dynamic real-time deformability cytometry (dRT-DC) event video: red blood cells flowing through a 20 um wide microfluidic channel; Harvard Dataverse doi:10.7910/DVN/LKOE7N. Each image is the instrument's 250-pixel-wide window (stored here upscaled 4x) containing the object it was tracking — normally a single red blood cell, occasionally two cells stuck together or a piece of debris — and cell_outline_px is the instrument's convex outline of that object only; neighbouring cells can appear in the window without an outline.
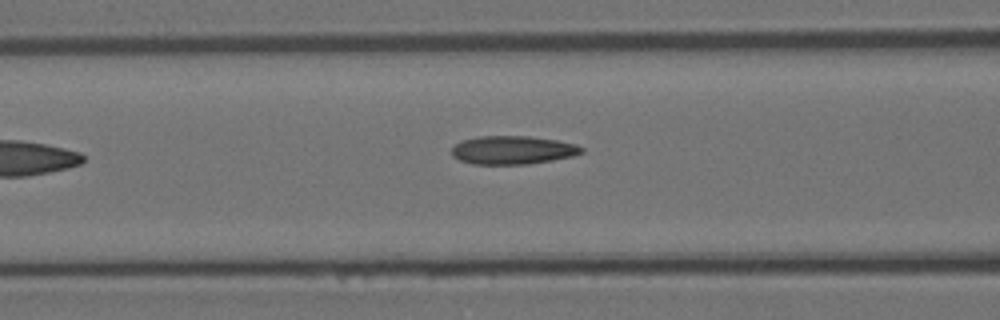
{"species": "Egyptian fruit bat (a non-hibernating species)", "species_latin": "Rousettus aegyptiacus", "temperature_condition": "room temperature", "stored_images_in_passage": 5, "camera_frame_rate_fps": 3000, "um_per_image_px": 0.085, "animal": {"sex": "female"}, "frame": {"image": 1, "passage_image": 4, "time_ms": 1.0, "image_size_px": [1000, 320], "cell_outline_px": [[584, 152], [572, 156], [552, 160], [528, 164], [472, 164], [460, 160], [452, 156], [452, 148], [460, 140], [476, 136], [528, 136], [556, 140], [576, 144], [584, 148]], "centroid_in_image_um": [43.56, 12.75], "position_along_channel_um": 123.0, "area_um2": 21.56}}
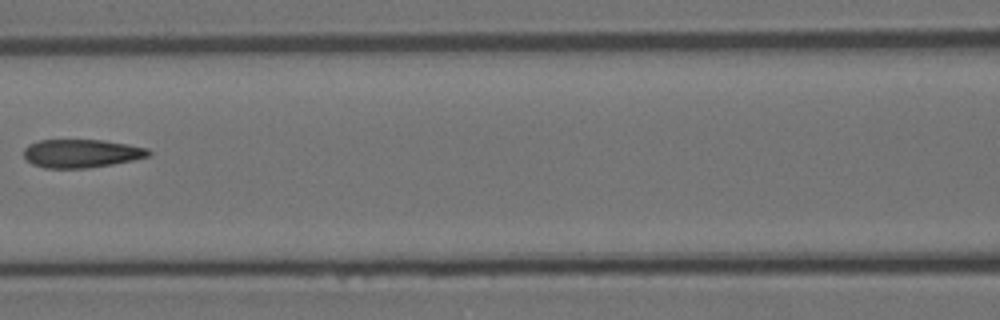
{"frame": {"image": 2, "passage_image": 5, "time_ms": 1.333, "image_size_px": [1000, 320], "cell_outline_px": [[152, 152], [148, 156], [132, 160], [112, 164], [88, 168], [44, 168], [32, 164], [24, 156], [24, 148], [28, 144], [40, 140], [104, 140], [128, 144], [148, 148]], "centroid_in_image_um": [6.91, 13.04], "position_along_channel_um": 159.7, "area_um2": 20.63}}